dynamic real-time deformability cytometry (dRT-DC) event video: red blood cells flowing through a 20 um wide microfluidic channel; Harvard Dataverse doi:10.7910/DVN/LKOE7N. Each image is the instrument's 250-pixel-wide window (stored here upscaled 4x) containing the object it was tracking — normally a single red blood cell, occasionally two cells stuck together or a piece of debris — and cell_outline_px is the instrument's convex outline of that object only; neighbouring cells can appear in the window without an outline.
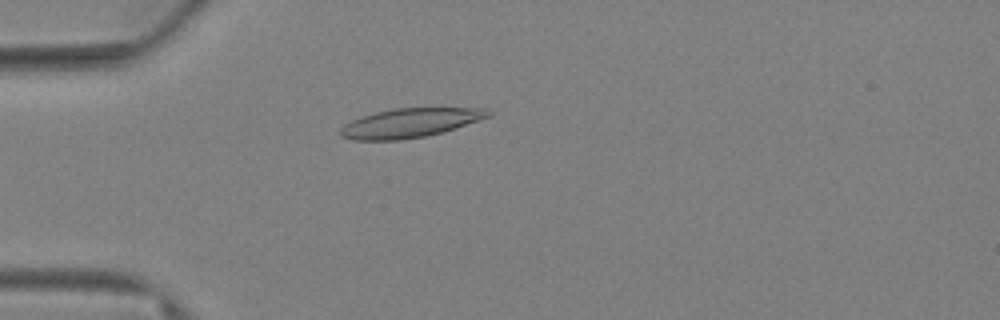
{"species": "Egyptian fruit bat (a non-hibernating species)", "species_latin": "Rousettus aegyptiacus", "temperature_condition": "warm", "stored_images_in_passage": 64, "camera_frame_rate_fps": 3000, "um_per_image_px": 0.085, "animal": {"sex": "female"}, "frame": {"image": 1, "passage_image": 7, "time_ms": 2.0, "image_size_px": [1000, 320], "cell_outline_px": [[492, 116], [480, 120], [440, 132], [424, 136], [400, 140], [352, 140], [340, 136], [340, 128], [344, 124], [360, 116], [392, 108], [488, 108], [492, 112]], "centroid_in_image_um": [34.83, 10.44], "position_along_channel_um": 50.2, "area_um2": 25.09}}
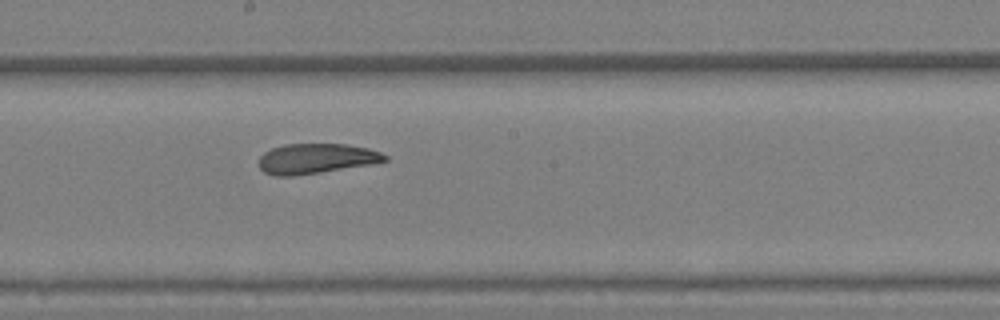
{"frame": {"image": 2, "passage_image": 29, "time_ms": 9.333, "image_size_px": [1000, 320], "cell_outline_px": [[388, 160], [372, 164], [320, 172], [292, 176], [272, 176], [264, 172], [260, 168], [260, 156], [264, 152], [272, 148], [284, 144], [348, 144], [368, 148], [380, 152], [388, 156]], "centroid_in_image_um": [26.87, 13.48], "position_along_channel_um": 221.3, "area_um2": 22.08}}
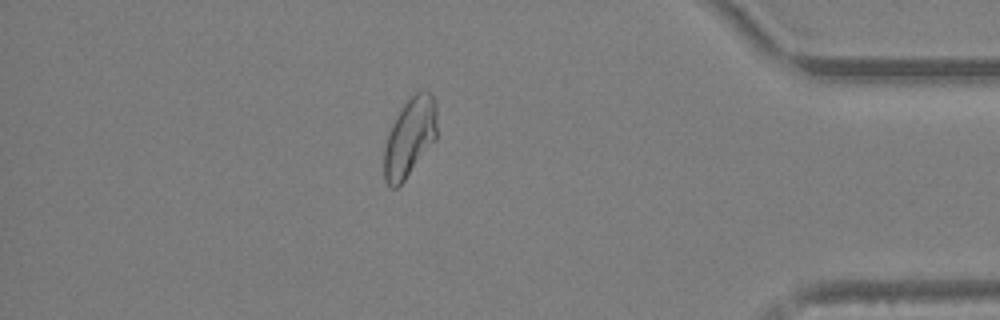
{"frame": {"image": 3, "passage_image": 54, "time_ms": 17.667, "image_size_px": [1000, 320], "cell_outline_px": [[436, 140], [404, 180], [396, 188], [392, 188], [384, 180], [384, 148], [388, 132], [400, 108], [416, 92], [428, 92], [432, 96], [436, 104]], "centroid_in_image_um": [34.81, 11.69], "position_along_channel_um": 400.4, "area_um2": 24.1}, "authors_computed_cell_mechanics": {"area_um2": 23.7558, "velocity_mm_per_s": 2.5653, "shape_relaxation_time_tau1_ms": 11.123, "shape_relaxation_time_tau2_ms": 3.1787, "deformation_change_tau1": 0.2442, "deformation_change_tau2": 0.0963}}